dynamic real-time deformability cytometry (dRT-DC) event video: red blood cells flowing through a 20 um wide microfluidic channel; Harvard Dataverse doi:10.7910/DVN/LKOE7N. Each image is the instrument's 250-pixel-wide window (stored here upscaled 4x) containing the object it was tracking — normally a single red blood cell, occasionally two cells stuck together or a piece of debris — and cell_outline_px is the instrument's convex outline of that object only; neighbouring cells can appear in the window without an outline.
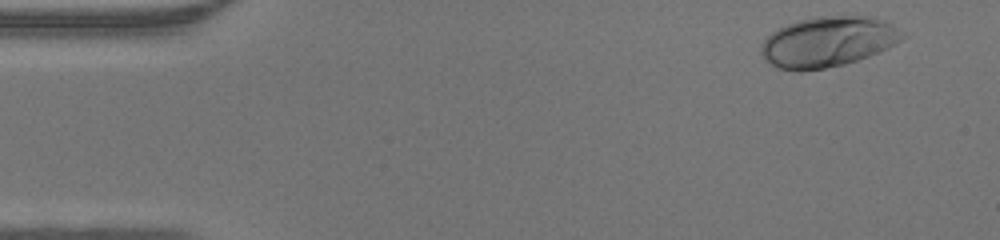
{"species": "human", "species_latin": "Homo sapiens", "temperature_condition": "warm", "stored_images_in_passage": 44, "camera_frame_rate_fps": 3000, "um_per_image_px": 0.085, "donor": {"sex": "male"}, "frame": {"image": 1, "passage_image": 1, "time_ms": 0.0, "image_size_px": [1000, 240], "cell_outline_px": [[908, 36], [888, 48], [868, 56], [844, 64], [824, 68], [800, 72], [796, 72], [776, 68], [764, 60], [760, 52], [760, 44], [772, 32], [788, 24], [800, 20], [816, 16], [872, 16], [888, 24]], "centroid_in_image_um": [70.32, 3.57], "position_along_channel_um": 14.7, "area_um2": 41.38}}
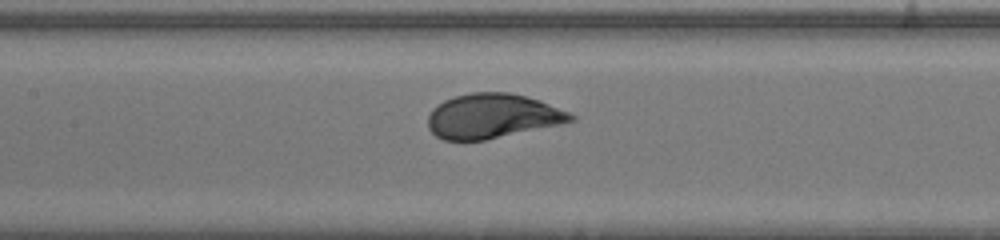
{"frame": {"image": 2, "passage_image": 19, "time_ms": 6.0, "image_size_px": [1000, 240], "cell_outline_px": [[576, 120], [560, 124], [484, 140], [444, 140], [436, 136], [428, 128], [428, 116], [432, 108], [444, 100], [456, 96], [472, 92], [508, 92], [540, 100], [568, 112], [576, 116]], "centroid_in_image_um": [41.83, 9.86], "position_along_channel_um": 165.6, "area_um2": 36.88}}
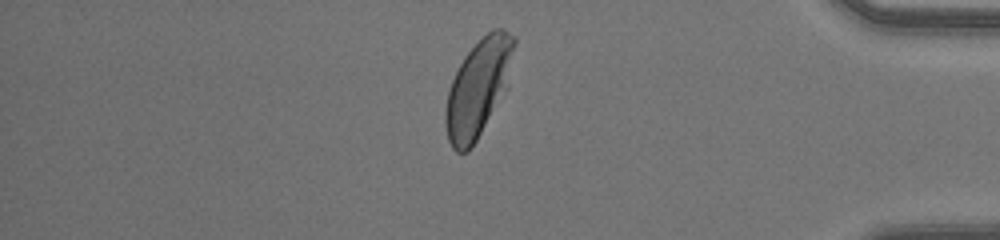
{"frame": {"image": 3, "passage_image": 37, "time_ms": 12.0, "image_size_px": [1000, 240], "cell_outline_px": [[516, 44], [508, 88], [476, 140], [468, 152], [456, 152], [452, 148], [448, 140], [444, 124], [444, 112], [448, 92], [452, 80], [464, 56], [492, 28], [500, 28], [516, 36]], "centroid_in_image_um": [40.67, 7.48], "position_along_channel_um": 394.5, "area_um2": 38.96}}